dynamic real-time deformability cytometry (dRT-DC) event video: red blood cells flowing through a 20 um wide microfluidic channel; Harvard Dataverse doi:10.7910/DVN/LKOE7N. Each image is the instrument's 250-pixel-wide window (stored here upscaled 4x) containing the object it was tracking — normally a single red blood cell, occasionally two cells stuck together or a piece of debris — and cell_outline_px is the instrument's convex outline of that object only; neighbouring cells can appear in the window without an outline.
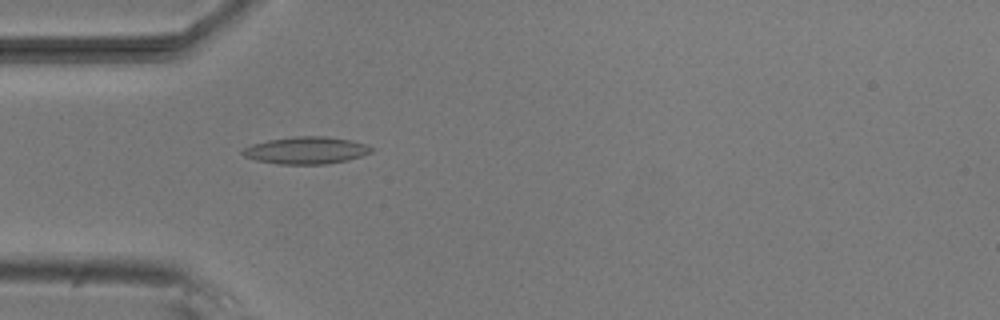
{"species": "common noctule bat (a hibernating species)", "species_latin": "Nyctalus noctula", "temperature_condition": "room temperature", "stored_images_in_passage": 40, "camera_frame_rate_fps": 3000, "um_per_image_px": 0.085, "animal": {"sex": "male", "body_mass_g": 20.5, "forearm_length_mm": 52.5}, "frame": {"image": 1, "passage_image": 3, "time_ms": 0.667, "image_size_px": [1000, 320], "cell_outline_px": [[376, 148], [372, 152], [348, 160], [328, 164], [280, 164], [256, 160], [244, 156], [240, 152], [244, 148], [252, 144], [268, 140], [292, 136], [324, 136], [352, 140], [368, 144]], "centroid_in_image_um": [26.07, 12.77], "position_along_channel_um": 58.9, "area_um2": 20.58}}
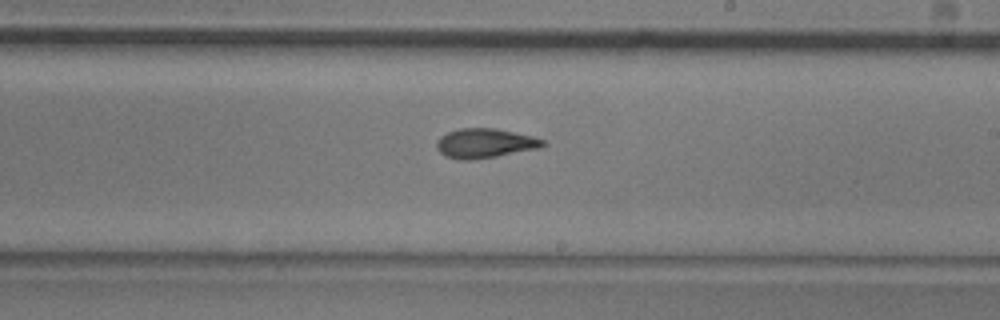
{"frame": {"image": 2, "passage_image": 18, "time_ms": 5.667, "image_size_px": [1000, 320], "cell_outline_px": [[548, 144], [540, 148], [496, 156], [468, 160], [460, 160], [444, 156], [436, 148], [436, 140], [440, 136], [448, 132], [460, 128], [496, 128], [516, 132], [532, 136], [544, 140]], "centroid_in_image_um": [41.21, 12.17], "position_along_channel_um": 247.8, "area_um2": 18.38}}
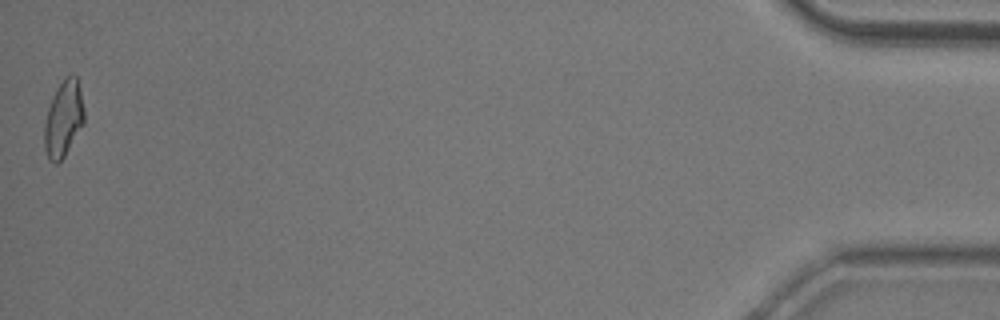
{"frame": {"image": 3, "passage_image": 40, "time_ms": 13.0, "image_size_px": [1000, 320], "cell_outline_px": [[84, 124], [64, 156], [56, 164], [48, 160], [44, 148], [44, 124], [48, 108], [52, 96], [56, 88], [68, 76], [76, 76], [84, 108]], "centroid_in_image_um": [5.38, 10.14], "position_along_channel_um": 429.8, "area_um2": 17.51}, "authors_computed_cell_mechanics": {"area_um2": 17.6001, "velocity_mm_per_s": 3.8078, "shape_relaxation_time_tau1_ms": 6.1534, "shape_relaxation_time_tau2_ms": 2.0226, "deformation_change_tau1": 0.1805, "deformation_change_tau2": 0.0936}}